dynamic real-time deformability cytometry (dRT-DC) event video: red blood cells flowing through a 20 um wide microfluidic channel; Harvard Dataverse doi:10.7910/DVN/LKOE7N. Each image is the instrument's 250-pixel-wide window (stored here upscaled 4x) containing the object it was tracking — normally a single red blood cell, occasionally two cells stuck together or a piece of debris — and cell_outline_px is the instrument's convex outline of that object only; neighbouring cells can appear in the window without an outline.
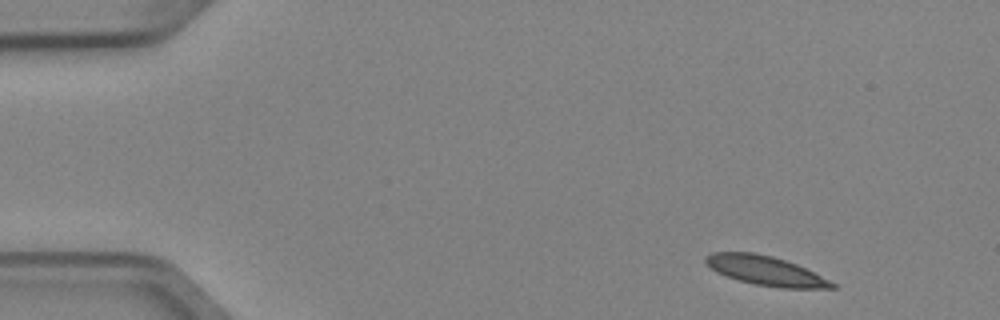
{"species": "Egyptian fruit bat (a non-hibernating species)", "species_latin": "Rousettus aegyptiacus", "temperature_condition": "cold", "stored_images_in_passage": 3, "camera_frame_rate_fps": 3000, "um_per_image_px": 0.085, "animal": {"sex": "female"}, "frame": {"image": 1, "passage_image": 1, "time_ms": 0.0, "image_size_px": [1000, 320], "cell_outline_px": [[836, 288], [780, 288], [756, 284], [740, 280], [716, 272], [704, 260], [704, 256], [712, 252], [752, 252], [772, 256], [796, 264], [836, 284]], "centroid_in_image_um": [65.04, 23.0], "position_along_channel_um": 20.0, "area_um2": 21.15}}
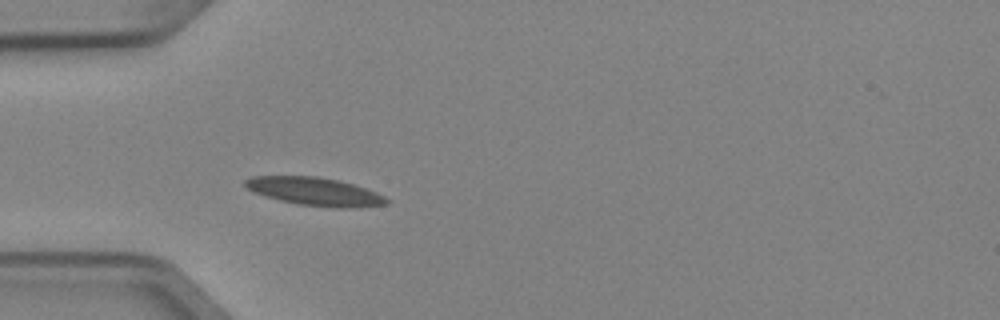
{"frame": {"image": 2, "passage_image": 3, "time_ms": 0.667, "image_size_px": [1000, 320], "cell_outline_px": [[392, 200], [388, 204], [360, 208], [336, 208], [296, 204], [264, 196], [252, 192], [244, 184], [244, 180], [252, 176], [316, 176], [340, 180], [376, 192]], "centroid_in_image_um": [26.79, 16.29], "position_along_channel_um": 58.2, "area_um2": 23.47}}